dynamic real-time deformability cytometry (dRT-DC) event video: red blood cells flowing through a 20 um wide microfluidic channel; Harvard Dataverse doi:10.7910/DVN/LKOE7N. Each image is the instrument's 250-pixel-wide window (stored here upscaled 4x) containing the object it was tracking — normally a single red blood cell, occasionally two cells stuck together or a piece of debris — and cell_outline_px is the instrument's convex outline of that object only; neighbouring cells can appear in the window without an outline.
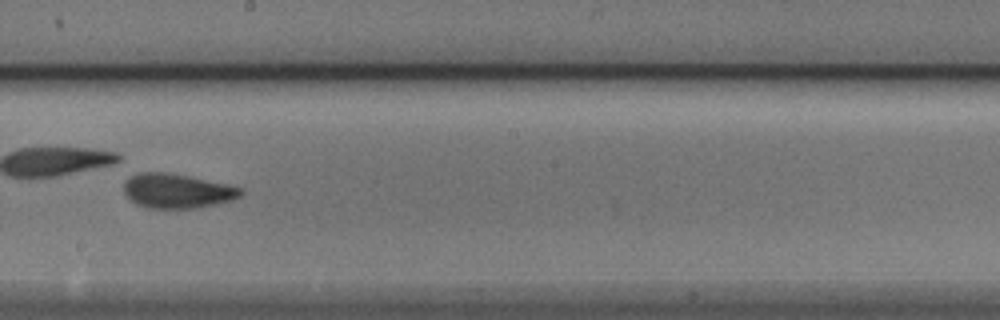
{"species": "Egyptian fruit bat (a non-hibernating species)", "species_latin": "Rousettus aegyptiacus", "temperature_condition": "cold", "stored_images_in_passage": 52, "camera_frame_rate_fps": 3000, "um_per_image_px": 0.085, "animal": {"sex": "male"}, "frame": {"image": 1, "passage_image": 30, "time_ms": 9.667, "image_size_px": [1000, 320], "cell_outline_px": [[244, 192], [240, 196], [232, 200], [216, 204], [196, 208], [148, 208], [136, 204], [124, 192], [124, 180], [140, 172], [168, 172], [228, 184], [244, 188]], "centroid_in_image_um": [15.08, 16.22], "position_along_channel_um": 233.1, "area_um2": 23.52}}